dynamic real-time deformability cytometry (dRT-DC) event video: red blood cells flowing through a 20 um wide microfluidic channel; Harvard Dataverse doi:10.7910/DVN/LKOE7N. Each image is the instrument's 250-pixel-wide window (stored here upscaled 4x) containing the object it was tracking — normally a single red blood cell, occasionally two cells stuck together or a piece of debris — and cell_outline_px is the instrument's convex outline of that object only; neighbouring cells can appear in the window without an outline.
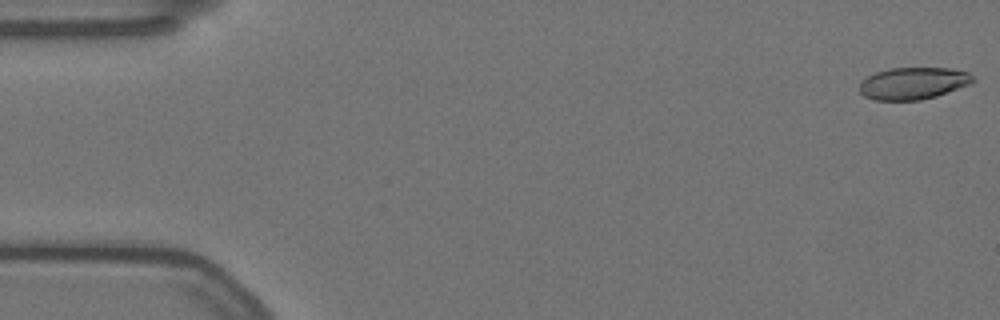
{"species": "Egyptian fruit bat (a non-hibernating species)", "species_latin": "Rousettus aegyptiacus", "temperature_condition": "warm", "stored_images_in_passage": 12, "camera_frame_rate_fps": 3000, "um_per_image_px": 0.085, "animal": {"sex": "female"}, "frame": {"image": 1, "passage_image": 1, "time_ms": 0.0, "image_size_px": [1000, 320], "cell_outline_px": [[976, 80], [972, 84], [936, 96], [920, 100], [876, 100], [864, 96], [860, 92], [860, 80], [876, 72], [888, 68], [948, 68], [968, 72]], "centroid_in_image_um": [77.63, 7.08], "position_along_channel_um": 7.4, "area_um2": 21.27}}